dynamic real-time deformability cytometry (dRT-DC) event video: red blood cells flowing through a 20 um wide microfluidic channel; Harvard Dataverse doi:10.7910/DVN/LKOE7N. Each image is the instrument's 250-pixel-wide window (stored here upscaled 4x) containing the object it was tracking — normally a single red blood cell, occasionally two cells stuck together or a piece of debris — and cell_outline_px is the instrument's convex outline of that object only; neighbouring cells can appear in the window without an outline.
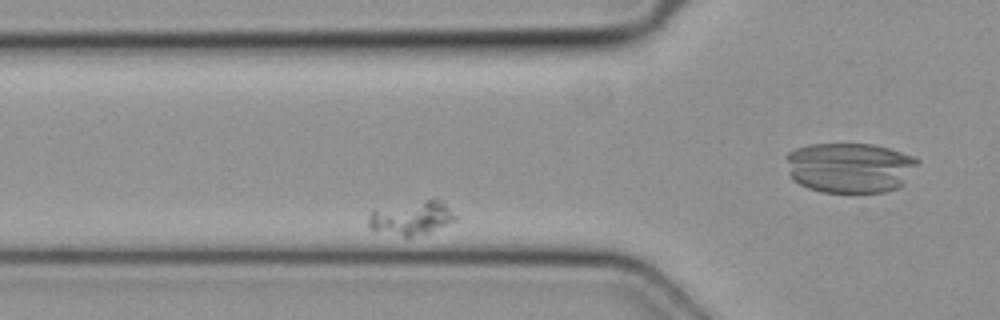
{"species": "common noctule bat (a hibernating species)", "species_latin": "Nyctalus noctula", "temperature_condition": "cold", "stored_images_in_passage": 31, "camera_frame_rate_fps": 3000, "um_per_image_px": 0.085, "animal": {"sex": "female", "body_mass_g": 19.3, "forearm_length_mm": 54.1}, "frame": {"image": 1, "passage_image": 6, "time_ms": 1.667, "image_size_px": [1000, 320], "cell_outline_px": [[456, 220], [428, 232], [412, 236], [404, 236], [372, 228], [368, 224], [368, 216], [372, 208], [424, 200], [436, 200], [444, 204], [456, 216]], "centroid_in_image_um": [34.93, 18.49], "position_along_channel_um": 90.9, "area_um2": 16.59}}
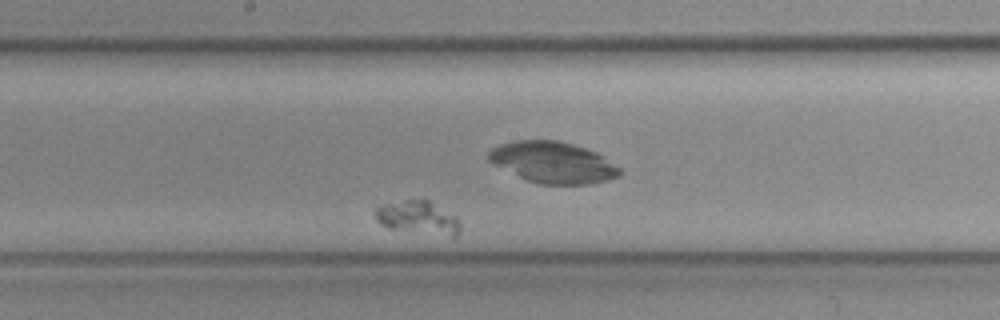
{"frame": {"image": 2, "passage_image": 17, "time_ms": 5.333, "image_size_px": [1000, 320], "cell_outline_px": [[460, 232], [456, 240], [452, 240], [388, 228], [380, 224], [376, 220], [372, 212], [376, 208], [384, 204], [404, 200], [428, 200], [456, 216], [460, 220]], "centroid_in_image_um": [35.6, 18.59], "position_along_channel_um": 212.6, "area_um2": 17.46}}
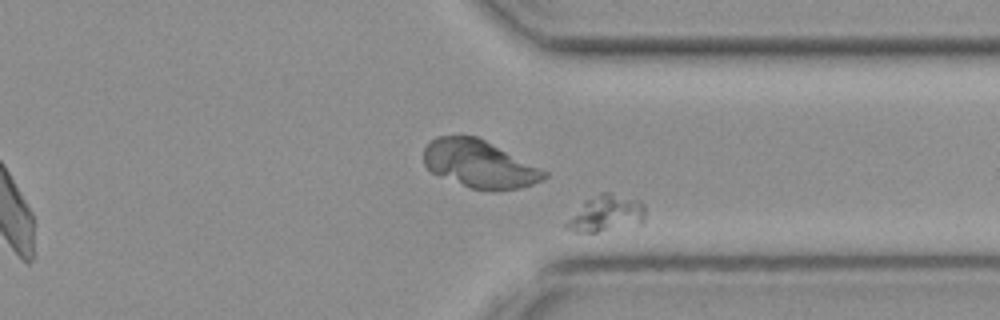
{"frame": {"image": 3, "passage_image": 29, "time_ms": 9.333, "image_size_px": [1000, 320], "cell_outline_px": [[644, 220], [640, 224], [596, 232], [576, 232], [564, 228], [564, 224], [584, 200], [600, 192], [608, 192], [640, 200], [644, 204]], "centroid_in_image_um": [51.51, 18.14], "position_along_channel_um": 359.9, "area_um2": 16.82}}